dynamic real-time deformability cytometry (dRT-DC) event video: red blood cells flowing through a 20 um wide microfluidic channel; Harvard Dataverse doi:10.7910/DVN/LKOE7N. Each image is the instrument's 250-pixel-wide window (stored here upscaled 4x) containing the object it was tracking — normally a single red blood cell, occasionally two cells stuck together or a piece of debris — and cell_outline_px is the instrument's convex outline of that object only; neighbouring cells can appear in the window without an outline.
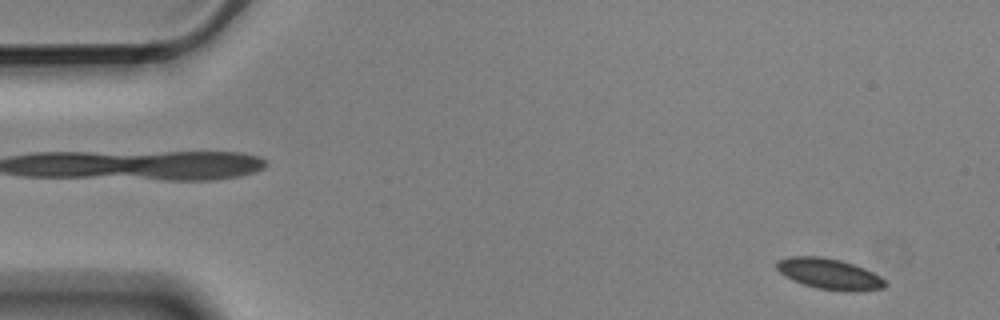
{"species": "Egyptian fruit bat (a non-hibernating species)", "species_latin": "Rousettus aegyptiacus", "temperature_condition": "cold", "stored_images_in_passage": 4, "camera_frame_rate_fps": 3000, "um_per_image_px": 0.085, "animal": {"sex": "male"}, "frame": {"image": 1, "passage_image": 1, "time_ms": 0.0, "image_size_px": [1000, 320], "cell_outline_px": [[888, 284], [884, 288], [852, 292], [844, 292], [816, 288], [792, 280], [784, 276], [776, 268], [776, 260], [788, 256], [820, 256], [840, 260], [864, 268], [880, 276]], "centroid_in_image_um": [70.47, 23.29], "position_along_channel_um": 14.5, "area_um2": 19.65}}
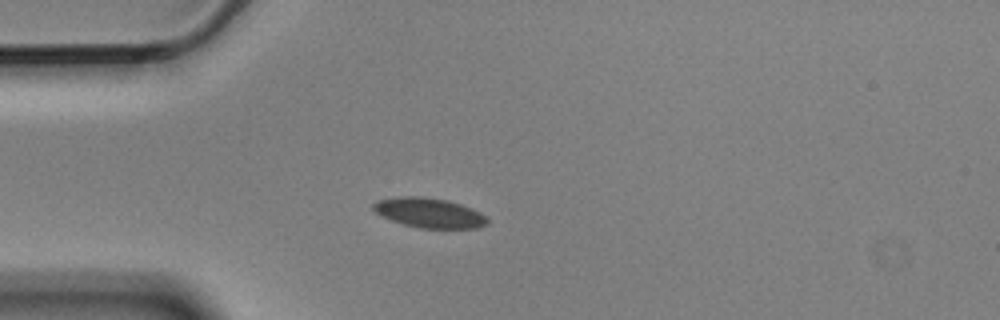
{"frame": {"image": 2, "passage_image": 4, "time_ms": 1.0, "image_size_px": [1000, 320], "cell_outline_px": [[488, 224], [480, 228], [420, 228], [404, 224], [380, 216], [372, 208], [372, 204], [376, 200], [400, 196], [420, 196], [448, 200], [472, 208], [480, 212], [488, 220]], "centroid_in_image_um": [36.47, 18.08], "position_along_channel_um": 48.5, "area_um2": 19.88}}